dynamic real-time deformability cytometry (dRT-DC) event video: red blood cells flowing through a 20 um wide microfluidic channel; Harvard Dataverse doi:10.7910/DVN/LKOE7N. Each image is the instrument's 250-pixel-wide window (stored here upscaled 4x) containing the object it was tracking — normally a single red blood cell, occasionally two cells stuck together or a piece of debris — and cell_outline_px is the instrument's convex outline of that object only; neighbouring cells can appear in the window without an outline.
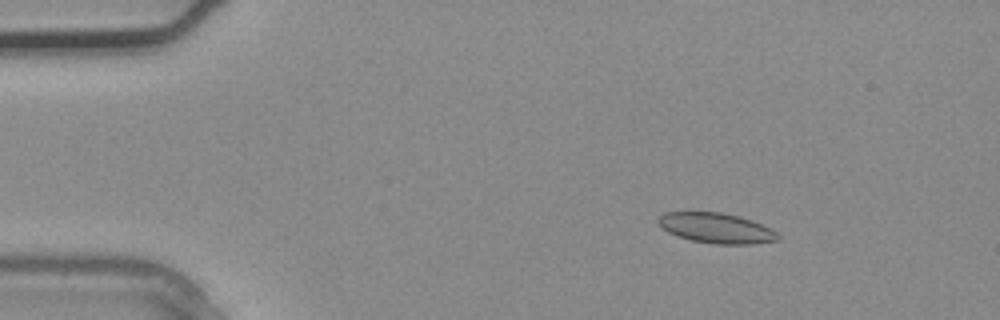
{"species": "common noctule bat (a hibernating species)", "species_latin": "Nyctalus noctula", "temperature_condition": "warm", "stored_images_in_passage": 2, "camera_frame_rate_fps": 3000, "um_per_image_px": 0.085, "animal": {"sex": "male", "body_mass_g": 20.4}, "frame": {"image": 1, "passage_image": 1, "time_ms": 0.0, "image_size_px": [1000, 320], "cell_outline_px": [[780, 240], [752, 244], [716, 244], [692, 240], [676, 236], [668, 232], [656, 224], [656, 220], [664, 212], [720, 212], [752, 220], [776, 232], [780, 236]], "centroid_in_image_um": [60.84, 19.39], "position_along_channel_um": 24.2, "area_um2": 21.04}}